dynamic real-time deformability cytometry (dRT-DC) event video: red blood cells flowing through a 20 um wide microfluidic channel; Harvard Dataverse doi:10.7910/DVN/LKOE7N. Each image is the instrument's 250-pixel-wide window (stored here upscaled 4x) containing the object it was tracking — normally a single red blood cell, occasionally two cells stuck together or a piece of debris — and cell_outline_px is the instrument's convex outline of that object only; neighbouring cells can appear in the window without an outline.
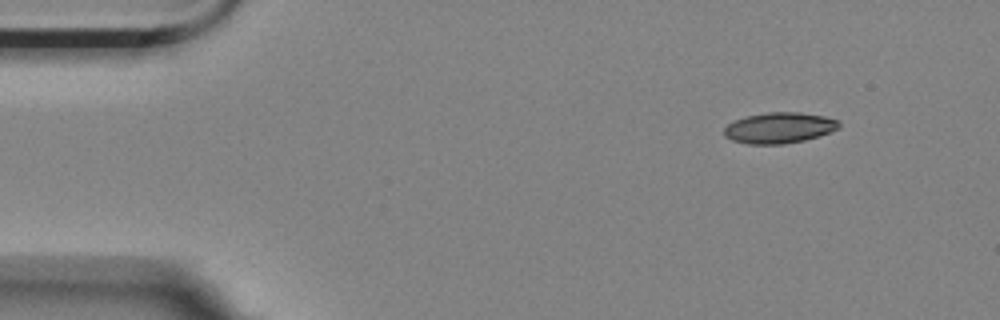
{"species": "Egyptian fruit bat (a non-hibernating species)", "species_latin": "Rousettus aegyptiacus", "temperature_condition": "room temperature", "stored_images_in_passage": 4, "camera_frame_rate_fps": 3000, "um_per_image_px": 0.085, "animal": {"sex": "female"}, "frame": {"image": 1, "passage_image": 1, "time_ms": 0.0, "image_size_px": [1000, 320], "cell_outline_px": [[840, 128], [820, 136], [804, 140], [784, 144], [748, 144], [732, 140], [724, 136], [724, 128], [728, 124], [744, 116], [768, 112], [800, 112], [824, 116], [836, 120], [840, 124]], "centroid_in_image_um": [66.23, 10.87], "position_along_channel_um": 18.8, "area_um2": 20.69}}
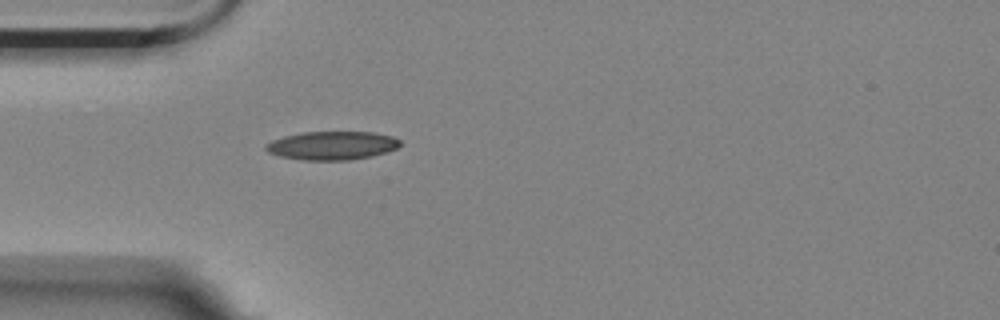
{"frame": {"image": 2, "passage_image": 4, "time_ms": 1.0, "image_size_px": [1000, 320], "cell_outline_px": [[400, 144], [396, 148], [388, 152], [372, 156], [348, 160], [300, 160], [280, 156], [268, 152], [264, 148], [264, 144], [272, 140], [284, 136], [300, 132], [372, 132], [392, 136], [400, 140]], "centroid_in_image_um": [28.2, 12.37], "position_along_channel_um": 56.8, "area_um2": 22.43}}